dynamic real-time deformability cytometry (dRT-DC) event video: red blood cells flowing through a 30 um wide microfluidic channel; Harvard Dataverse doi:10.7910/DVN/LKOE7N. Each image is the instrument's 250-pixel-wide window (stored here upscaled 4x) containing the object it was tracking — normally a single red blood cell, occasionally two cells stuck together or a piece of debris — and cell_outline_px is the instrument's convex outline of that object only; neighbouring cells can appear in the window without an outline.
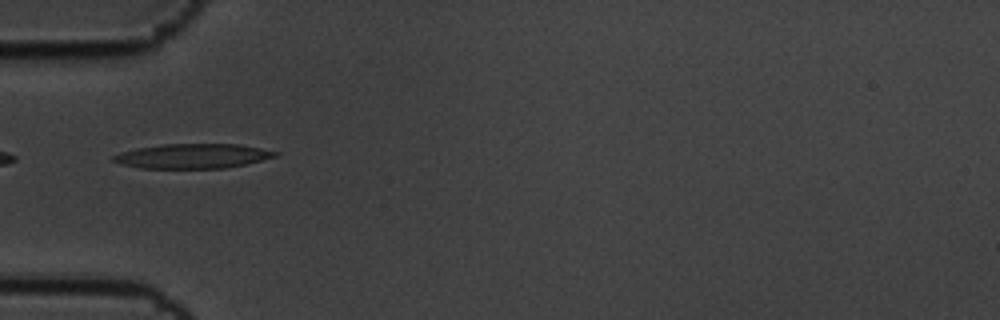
{"species": "common noctule bat (a hibernating species)", "species_latin": "Nyctalus noctula", "temperature_condition": "cold", "stored_images_in_passage": 10, "camera_frame_rate_fps": 3000, "um_per_image_px": 0.085, "animal": {"sex": "male", "body_mass_g": 19.5, "forearm_length_mm": 54.6}, "frame": {"image": 1, "passage_image": 5, "time_ms": 1.333, "image_size_px": [1000, 320], "cell_outline_px": [[280, 152], [276, 156], [244, 164], [224, 168], [140, 168], [120, 164], [112, 160], [112, 156], [120, 152], [136, 148], [164, 144], [240, 144]], "centroid_in_image_um": [16.34, 13.26], "position_along_channel_um": 68.7, "area_um2": 23.12}}
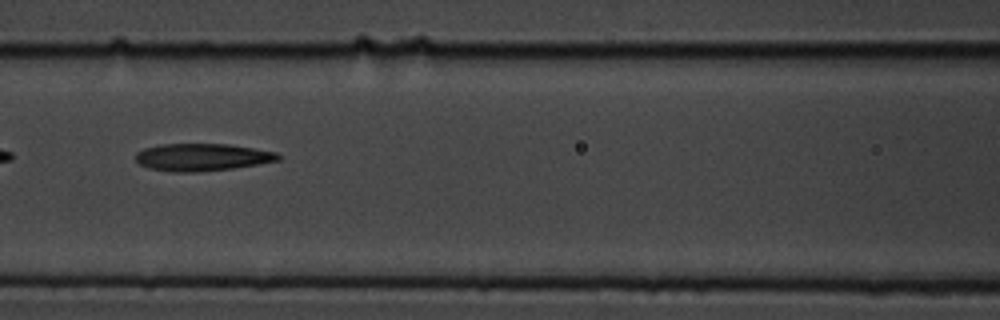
{"frame": {"image": 2, "passage_image": 7, "time_ms": 2.0, "image_size_px": [1000, 320], "cell_outline_px": [[280, 160], [232, 168], [196, 172], [172, 172], [148, 168], [140, 164], [136, 160], [136, 152], [144, 148], [160, 144], [228, 144], [276, 152], [280, 156]], "centroid_in_image_um": [17.13, 13.36], "position_along_channel_um": 149.5, "area_um2": 22.6}}
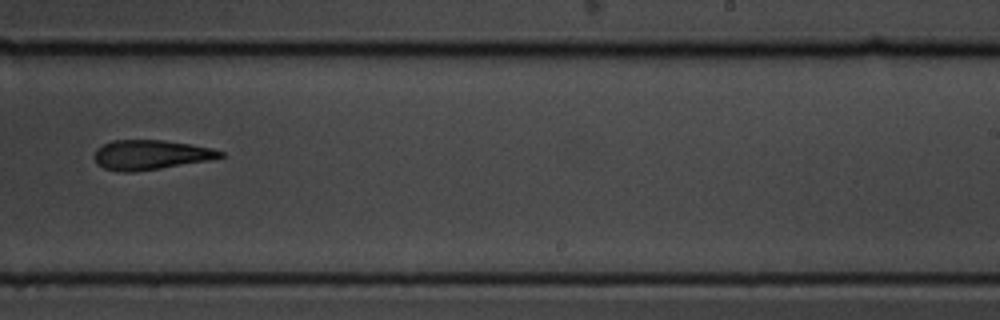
{"frame": {"image": 3, "passage_image": 10, "time_ms": 3.0, "image_size_px": [1000, 320], "cell_outline_px": [[224, 156], [212, 160], [160, 168], [132, 172], [120, 172], [104, 168], [96, 164], [92, 156], [96, 148], [112, 140], [164, 140], [212, 148], [224, 152]], "centroid_in_image_um": [12.77, 13.16], "position_along_channel_um": 276.2, "area_um2": 21.91}}